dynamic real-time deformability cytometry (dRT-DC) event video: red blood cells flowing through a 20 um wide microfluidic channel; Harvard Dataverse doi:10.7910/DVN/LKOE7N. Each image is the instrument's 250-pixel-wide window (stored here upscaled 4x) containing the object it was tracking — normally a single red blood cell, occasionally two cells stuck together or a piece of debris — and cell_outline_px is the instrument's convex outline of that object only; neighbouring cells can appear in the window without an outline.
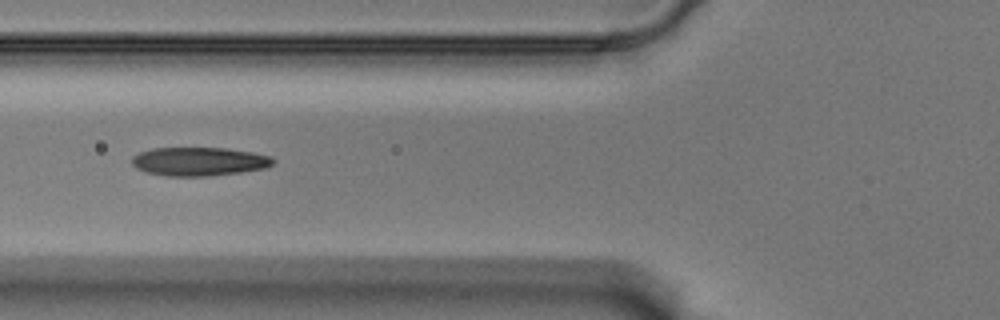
{"species": "Egyptian fruit bat (a non-hibernating species)", "species_latin": "Rousettus aegyptiacus", "temperature_condition": "warm", "stored_images_in_passage": 19, "camera_frame_rate_fps": 3000, "um_per_image_px": 0.085, "animal": {"sex": "male"}, "frame": {"image": 1, "passage_image": 6, "time_ms": 1.667, "image_size_px": [1000, 320], "cell_outline_px": [[276, 160], [272, 164], [264, 168], [240, 172], [208, 176], [164, 176], [144, 172], [136, 168], [132, 164], [132, 156], [140, 152], [152, 148], [228, 148], [252, 152], [272, 156]], "centroid_in_image_um": [16.9, 13.72], "position_along_channel_um": 108.9, "area_um2": 23.7}}
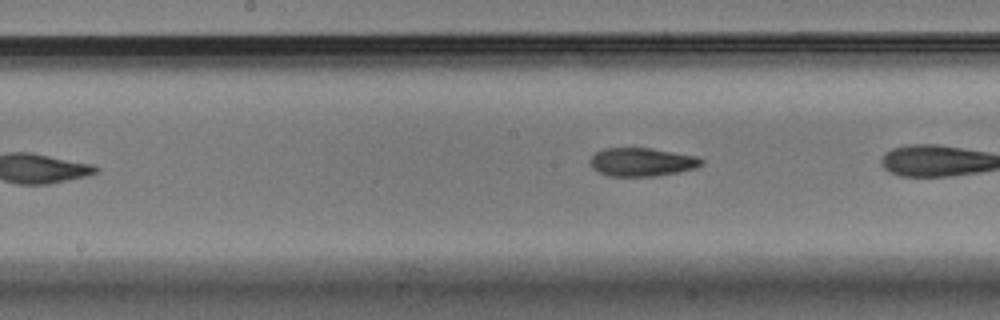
{"frame": {"image": 2, "passage_image": 11, "time_ms": 3.333, "image_size_px": [1000, 320], "cell_outline_px": [[704, 164], [696, 168], [680, 172], [656, 176], [608, 176], [592, 168], [588, 160], [596, 152], [604, 148], [652, 148], [696, 156], [704, 160]], "centroid_in_image_um": [54.57, 13.77], "position_along_channel_um": 193.6, "area_um2": 18.61}}